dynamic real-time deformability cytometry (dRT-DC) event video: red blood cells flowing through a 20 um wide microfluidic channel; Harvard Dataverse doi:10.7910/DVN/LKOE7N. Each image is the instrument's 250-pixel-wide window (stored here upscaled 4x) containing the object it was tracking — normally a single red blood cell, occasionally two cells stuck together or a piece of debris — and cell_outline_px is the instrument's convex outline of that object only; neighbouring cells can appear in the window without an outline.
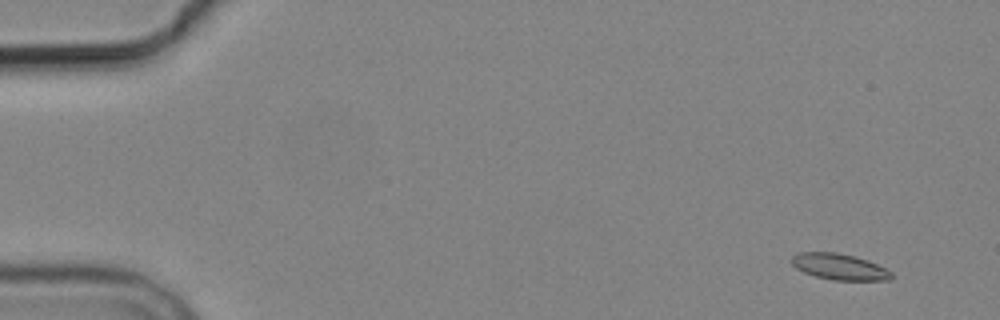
{"species": "common noctule bat (a hibernating species)", "species_latin": "Nyctalus noctula", "temperature_condition": "cold", "stored_images_in_passage": 8, "camera_frame_rate_fps": 3000, "um_per_image_px": 0.085, "animal": {"sex": "male", "body_mass_g": 19.2, "forearm_length_mm": 51.8}, "frame": {"image": 1, "passage_image": 2, "time_ms": 1.0, "image_size_px": [1000, 320], "cell_outline_px": [[892, 276], [888, 280], [832, 280], [816, 276], [804, 272], [796, 268], [792, 264], [792, 256], [800, 252], [836, 252], [856, 256], [868, 260], [892, 272]], "centroid_in_image_um": [71.34, 22.66], "position_along_channel_um": 13.7, "area_um2": 15.09}}
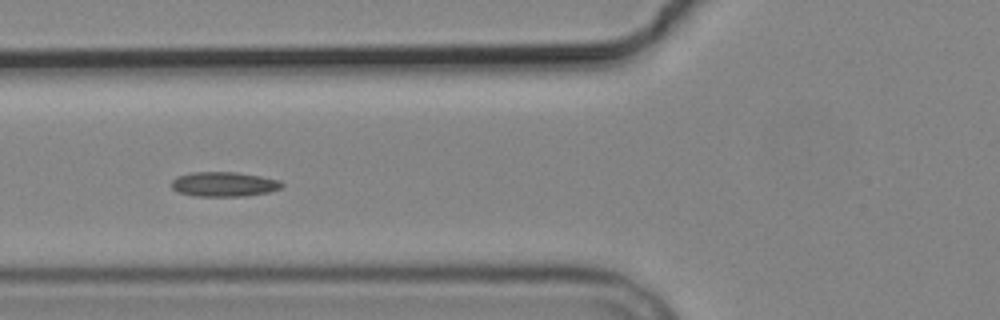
{"frame": {"image": 2, "passage_image": 7, "time_ms": 7.0, "image_size_px": [1000, 320], "cell_outline_px": [[284, 184], [280, 188], [268, 192], [244, 196], [192, 196], [176, 192], [168, 184], [176, 176], [192, 172], [236, 172], [260, 176], [280, 180]], "centroid_in_image_um": [18.96, 15.66], "position_along_channel_um": 106.8, "area_um2": 16.07}}
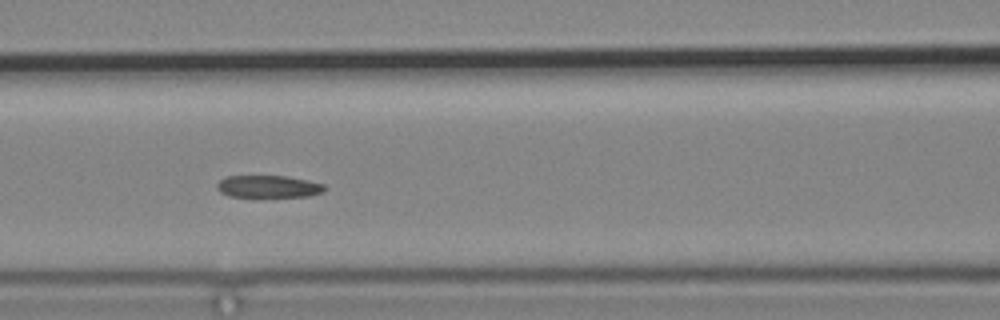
{"frame": {"image": 3, "passage_image": 8, "time_ms": 8.0, "image_size_px": [1000, 320], "cell_outline_px": [[328, 188], [324, 192], [308, 196], [228, 196], [220, 192], [216, 188], [216, 184], [224, 176], [288, 176], [308, 180], [324, 184]], "centroid_in_image_um": [22.83, 15.84], "position_along_channel_um": 143.8, "area_um2": 13.99}}